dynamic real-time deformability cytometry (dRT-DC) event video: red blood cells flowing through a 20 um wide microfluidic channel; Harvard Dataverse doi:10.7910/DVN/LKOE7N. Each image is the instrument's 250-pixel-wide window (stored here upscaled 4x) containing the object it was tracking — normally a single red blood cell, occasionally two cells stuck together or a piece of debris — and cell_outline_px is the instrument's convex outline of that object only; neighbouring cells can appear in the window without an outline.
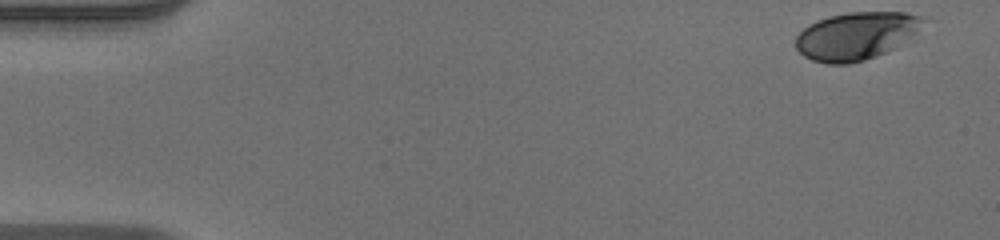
{"species": "human", "species_latin": "Homo sapiens", "temperature_condition": "warm", "stored_images_in_passage": 51, "camera_frame_rate_fps": 3000, "um_per_image_px": 0.085, "donor": {"sex": "male"}, "frame": {"image": 1, "passage_image": 1, "time_ms": 0.0, "image_size_px": [1000, 240], "cell_outline_px": [[924, 20], [916, 32], [892, 48], [876, 56], [864, 60], [848, 64], [828, 64], [812, 60], [804, 56], [796, 48], [796, 36], [808, 24], [816, 20], [828, 16], [848, 12], [904, 12], [924, 16]], "centroid_in_image_um": [72.71, 3.04], "position_along_channel_um": 12.3, "area_um2": 35.08}}
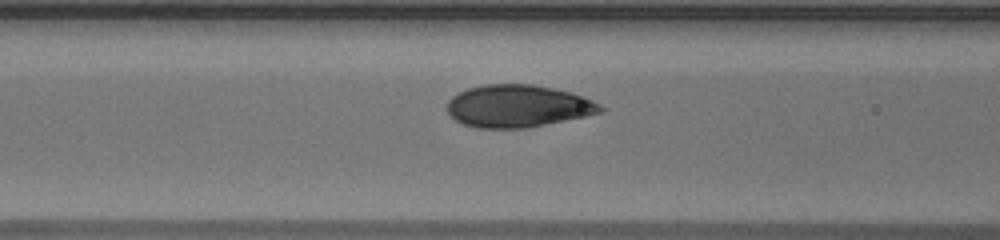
{"frame": {"image": 2, "passage_image": 20, "time_ms": 6.333, "image_size_px": [1000, 240], "cell_outline_px": [[604, 112], [524, 128], [476, 128], [464, 124], [456, 120], [448, 112], [448, 100], [452, 96], [468, 88], [484, 84], [532, 84], [572, 92], [584, 96], [600, 104], [604, 108]], "centroid_in_image_um": [44.03, 9.01], "position_along_channel_um": 122.6, "area_um2": 37.69}}
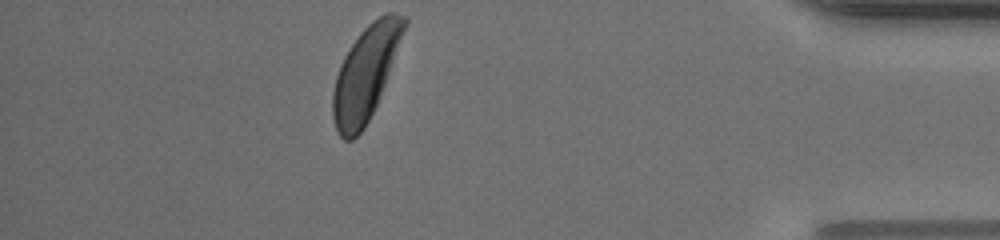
{"frame": {"image": 3, "passage_image": 45, "time_ms": 14.667, "image_size_px": [1000, 240], "cell_outline_px": [[408, 24], [376, 104], [364, 128], [352, 140], [344, 140], [336, 132], [332, 116], [332, 92], [336, 76], [340, 64], [344, 56], [360, 32], [372, 20], [384, 12], [396, 12], [404, 16], [408, 20]], "centroid_in_image_um": [31.06, 6.2], "position_along_channel_um": 404.1, "area_um2": 38.73}, "authors_computed_cell_mechanics": {"area_um2": 38.0324, "velocity_mm_per_s": 3.9096, "shape_relaxation_time_tau1_ms": 3.0284, "shape_relaxation_time_tau2_ms": null, "deformation_change_tau1": 0.1671, "deformation_change_tau2": null}}